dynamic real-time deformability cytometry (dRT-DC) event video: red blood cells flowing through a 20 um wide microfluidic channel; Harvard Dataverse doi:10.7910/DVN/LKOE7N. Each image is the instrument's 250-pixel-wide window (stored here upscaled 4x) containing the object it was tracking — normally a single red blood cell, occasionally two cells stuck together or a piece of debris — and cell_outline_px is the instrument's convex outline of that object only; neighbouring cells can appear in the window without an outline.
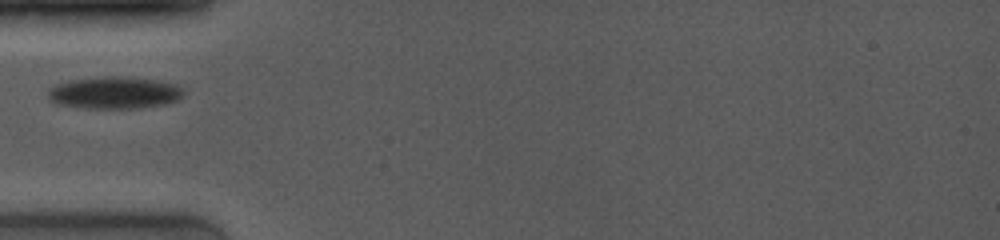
{"species": "common noctule bat (a hibernating species)", "species_latin": "Nyctalus noctula", "temperature_condition": "room temperature", "stored_images_in_passage": 44, "camera_frame_rate_fps": 4000, "um_per_image_px": 0.085, "animal": {"sex": "female", "body_mass_g": 19.0, "forearm_length_mm": 53.3}, "frame": {"image": 1, "passage_image": 1, "time_ms": 0.0, "image_size_px": [1000, 240], "cell_outline_px": [[184, 96], [176, 100], [164, 104], [140, 108], [84, 108], [56, 104], [48, 100], [48, 88], [56, 84], [72, 80], [108, 76], [120, 76], [156, 80], [176, 84], [184, 88]], "centroid_in_image_um": [9.72, 7.89], "position_along_channel_um": 75.3, "area_um2": 25.49}}